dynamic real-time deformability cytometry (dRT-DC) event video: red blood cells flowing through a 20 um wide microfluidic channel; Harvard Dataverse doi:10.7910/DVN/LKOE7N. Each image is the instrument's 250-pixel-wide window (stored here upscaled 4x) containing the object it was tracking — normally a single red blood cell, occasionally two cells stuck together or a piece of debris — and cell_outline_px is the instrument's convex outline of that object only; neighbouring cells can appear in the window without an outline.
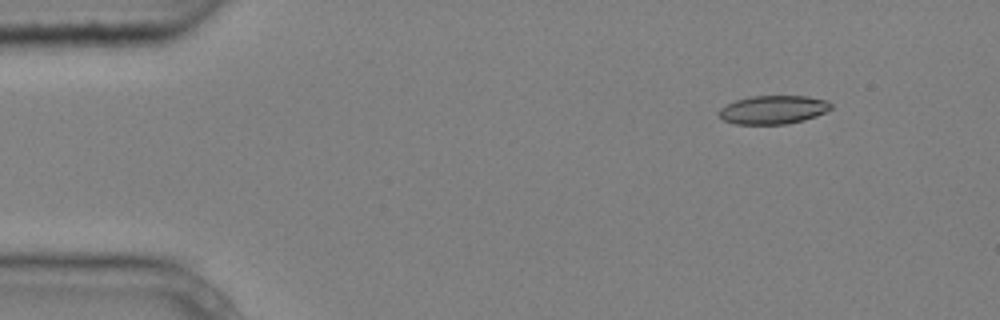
{"species": "common noctule bat (a hibernating species)", "species_latin": "Nyctalus noctula", "temperature_condition": "cold", "stored_images_in_passage": 4, "camera_frame_rate_fps": 3000, "um_per_image_px": 0.085, "animal": {"sex": "male", "body_mass_g": 20.4}, "frame": {"image": 1, "passage_image": 2, "time_ms": 0.333, "image_size_px": [1000, 320], "cell_outline_px": [[832, 108], [816, 116], [804, 120], [788, 124], [732, 124], [724, 120], [720, 116], [720, 108], [736, 100], [752, 96], [808, 96], [828, 100], [832, 104]], "centroid_in_image_um": [65.76, 9.33], "position_along_channel_um": 19.2, "area_um2": 18.61}}